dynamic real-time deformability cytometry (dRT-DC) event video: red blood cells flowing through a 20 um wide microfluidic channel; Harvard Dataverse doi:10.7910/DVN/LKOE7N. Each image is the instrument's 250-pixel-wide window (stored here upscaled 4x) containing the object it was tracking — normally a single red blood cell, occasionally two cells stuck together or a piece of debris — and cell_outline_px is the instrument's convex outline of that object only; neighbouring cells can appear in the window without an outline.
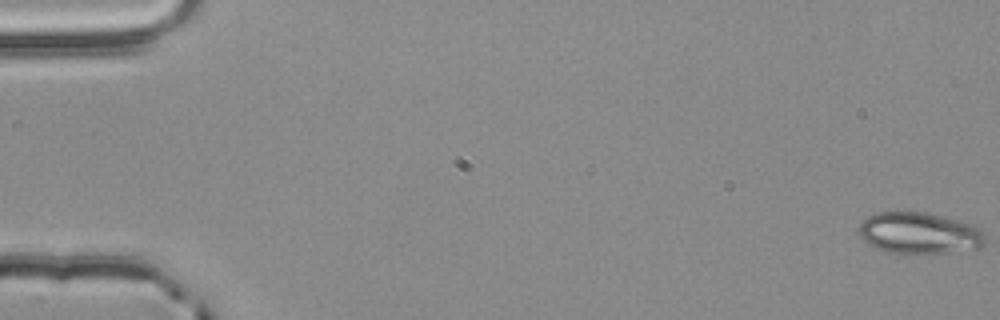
{"species": "common noctule bat (a hibernating species)", "species_latin": "Nyctalus noctula", "temperature_condition": "room temperature", "stored_images_in_passage": 56, "camera_frame_rate_fps": 3000, "um_per_image_px": 0.085, "animal": {"sex": "male", "body_mass_g": 20.4}, "frame": {"image": 1, "passage_image": 1, "time_ms": 0.0, "image_size_px": [1000, 320], "cell_outline_px": [[984, 244], [980, 248], [948, 252], [884, 252], [868, 244], [856, 232], [860, 224], [868, 216], [876, 212], [924, 212], [956, 220], [980, 228], [984, 232]], "centroid_in_image_um": [78.09, 19.81], "position_along_channel_um": 6.9, "area_um2": 30.11}}
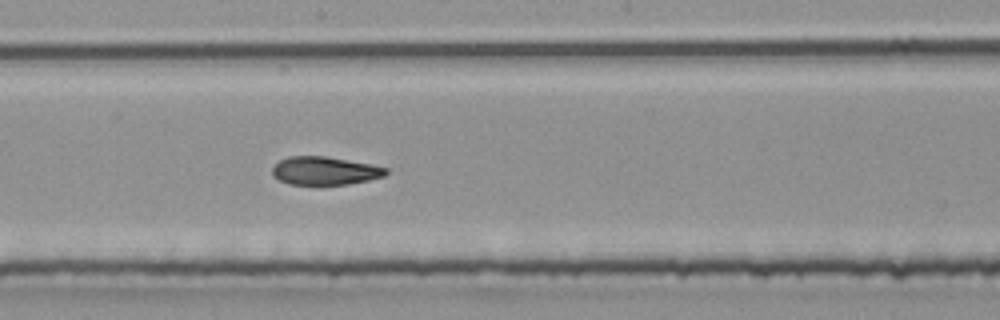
{"frame": {"image": 2, "passage_image": 31, "time_ms": 10.0, "image_size_px": [1000, 320], "cell_outline_px": [[388, 172], [384, 176], [368, 180], [348, 184], [288, 184], [272, 176], [272, 168], [280, 160], [288, 156], [324, 156], [372, 164], [388, 168]], "centroid_in_image_um": [27.61, 14.51], "position_along_channel_um": 220.6, "area_um2": 18.61}}
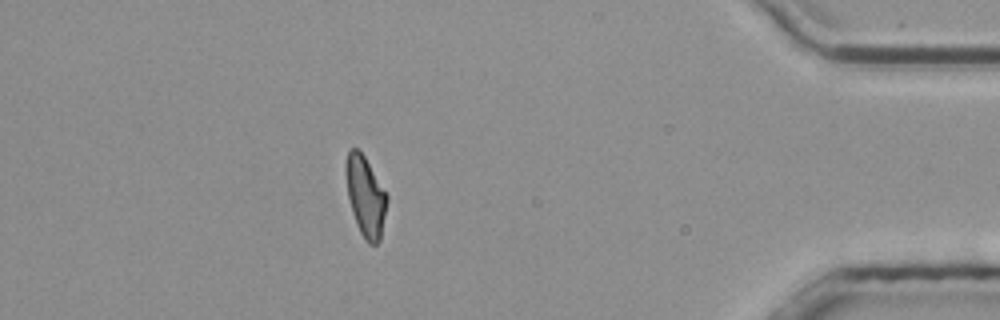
{"frame": {"image": 3, "passage_image": 49, "time_ms": 16.0, "image_size_px": [1000, 320], "cell_outline_px": [[388, 200], [380, 240], [376, 244], [368, 244], [364, 240], [356, 224], [352, 212], [348, 196], [344, 172], [344, 164], [348, 148], [356, 148], [364, 156], [388, 196]], "centroid_in_image_um": [31.04, 16.68], "position_along_channel_um": 404.2, "area_um2": 19.36}, "authors_computed_cell_mechanics": {"area_um2": 19.7098, "velocity_mm_per_s": 3.858, "shape_relaxation_time_tau1_ms": null, "shape_relaxation_time_tau2_ms": 5.2284, "deformation_change_tau1": null, "deformation_change_tau2": 0.133}}